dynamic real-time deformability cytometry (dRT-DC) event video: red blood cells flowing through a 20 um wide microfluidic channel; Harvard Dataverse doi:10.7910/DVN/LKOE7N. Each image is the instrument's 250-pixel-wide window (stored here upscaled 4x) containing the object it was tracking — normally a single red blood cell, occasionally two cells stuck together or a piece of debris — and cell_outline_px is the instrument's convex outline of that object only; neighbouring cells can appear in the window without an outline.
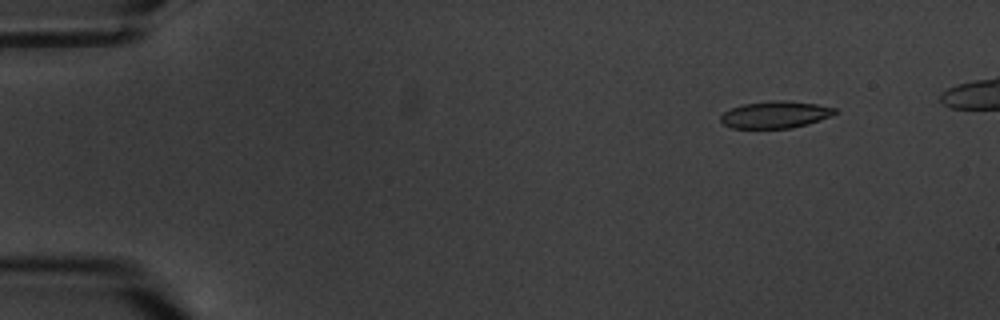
{"species": "common noctule bat (a hibernating species)", "species_latin": "Nyctalus noctula", "temperature_condition": "warm", "stored_images_in_passage": 11, "camera_frame_rate_fps": 3000, "um_per_image_px": 0.085, "animal": {"sex": "male", "body_mass_g": 20.1, "forearm_length_mm": 53.5}, "frame": {"image": 1, "passage_image": 2, "time_ms": 2.0, "image_size_px": [1000, 320], "cell_outline_px": [[836, 112], [832, 116], [808, 124], [792, 128], [732, 128], [724, 124], [720, 120], [720, 116], [724, 112], [732, 108], [744, 104], [772, 100], [788, 100], [816, 104], [836, 108]], "centroid_in_image_um": [65.92, 9.74], "position_along_channel_um": 19.1, "area_um2": 17.98}}